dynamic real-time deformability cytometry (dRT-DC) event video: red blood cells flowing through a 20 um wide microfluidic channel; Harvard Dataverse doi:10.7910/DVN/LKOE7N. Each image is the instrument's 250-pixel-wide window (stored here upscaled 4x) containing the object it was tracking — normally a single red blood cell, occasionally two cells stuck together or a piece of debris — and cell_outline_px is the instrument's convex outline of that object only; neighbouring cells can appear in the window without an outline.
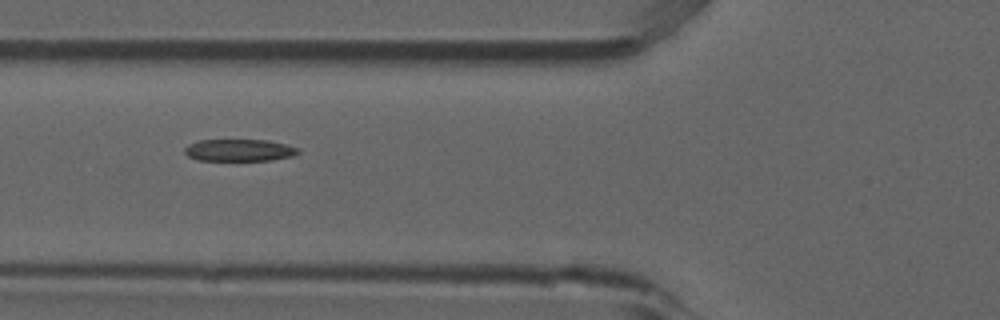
{"species": "common noctule bat (a hibernating species)", "species_latin": "Nyctalus noctula", "temperature_condition": "room temperature", "stored_images_in_passage": 7, "camera_frame_rate_fps": 3000, "um_per_image_px": 0.085, "animal": {"sex": "male", "forearm_length_mm": 52.5}, "frame": {"image": 1, "passage_image": 5, "time_ms": 1.333, "image_size_px": [1000, 320], "cell_outline_px": [[300, 152], [292, 156], [272, 160], [196, 160], [188, 156], [184, 152], [184, 148], [188, 144], [200, 140], [268, 140], [300, 148]], "centroid_in_image_um": [20.33, 12.76], "position_along_channel_um": 105.5, "area_um2": 14.57}}
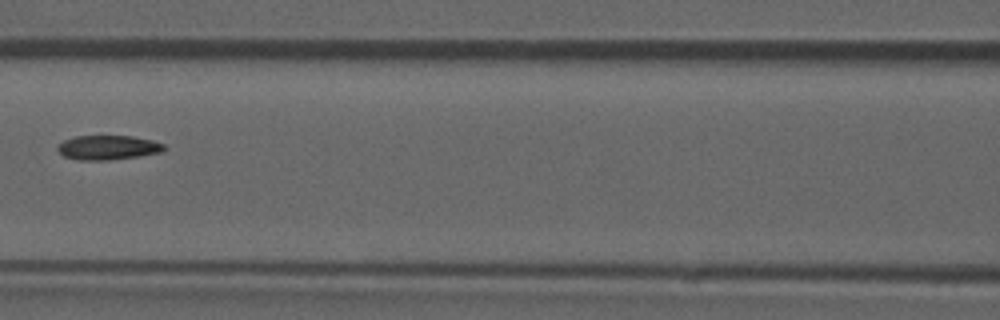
{"frame": {"image": 2, "passage_image": 6, "time_ms": 1.667, "image_size_px": [1000, 320], "cell_outline_px": [[164, 148], [160, 152], [140, 156], [108, 160], [76, 160], [64, 156], [56, 148], [64, 140], [76, 136], [132, 136], [152, 140], [164, 144]], "centroid_in_image_um": [9.16, 12.54], "position_along_channel_um": 157.4, "area_um2": 15.03}}